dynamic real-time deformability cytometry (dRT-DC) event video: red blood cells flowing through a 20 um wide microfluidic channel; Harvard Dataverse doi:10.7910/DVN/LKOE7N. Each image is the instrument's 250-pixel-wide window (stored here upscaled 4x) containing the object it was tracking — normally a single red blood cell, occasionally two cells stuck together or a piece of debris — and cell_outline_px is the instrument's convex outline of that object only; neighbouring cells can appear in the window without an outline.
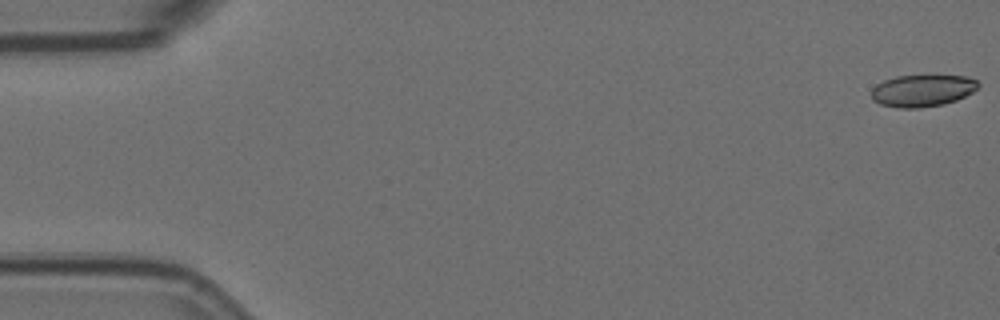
{"species": "Egyptian fruit bat (a non-hibernating species)", "species_latin": "Rousettus aegyptiacus", "temperature_condition": "room temperature", "stored_images_in_passage": 58, "camera_frame_rate_fps": 3000, "um_per_image_px": 0.085, "animal": {"sex": "female"}, "frame": {"image": 1, "passage_image": 1, "time_ms": 0.0, "image_size_px": [1000, 320], "cell_outline_px": [[980, 84], [972, 92], [956, 100], [944, 104], [920, 108], [900, 108], [880, 104], [872, 100], [872, 88], [876, 84], [884, 80], [896, 76], [968, 76], [976, 80]], "centroid_in_image_um": [78.38, 7.71], "position_along_channel_um": 6.6, "area_um2": 19.83}}
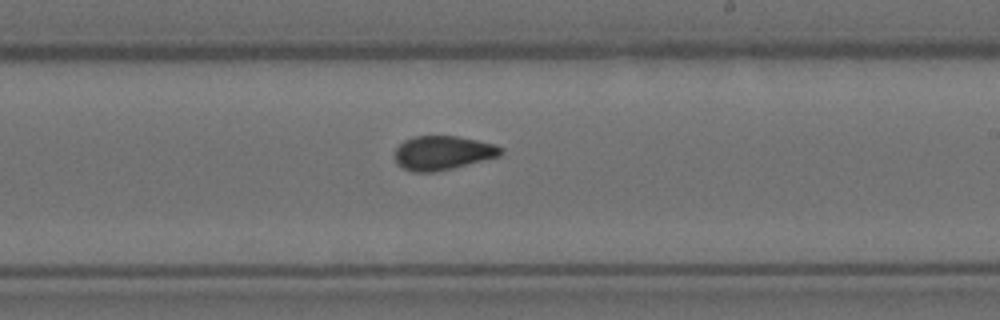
{"frame": {"image": 2, "passage_image": 34, "time_ms": 11.0, "image_size_px": [1000, 320], "cell_outline_px": [[504, 152], [500, 156], [452, 168], [432, 172], [412, 172], [396, 164], [396, 148], [404, 140], [416, 136], [456, 136], [496, 144], [504, 148]], "centroid_in_image_um": [37.66, 12.99], "position_along_channel_um": 251.3, "area_um2": 20.98}}
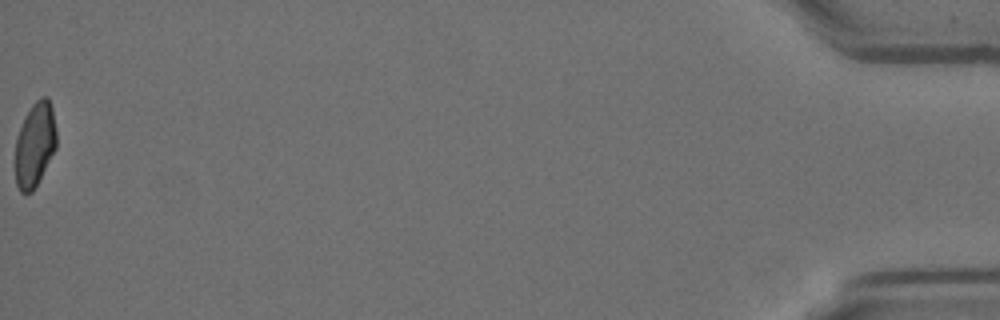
{"frame": {"image": 3, "passage_image": 58, "time_ms": 19.0, "image_size_px": [1000, 320], "cell_outline_px": [[56, 148], [32, 192], [20, 192], [16, 184], [16, 140], [20, 128], [32, 104], [40, 96], [48, 96], [52, 108], [56, 132]], "centroid_in_image_um": [2.98, 12.26], "position_along_channel_um": 432.2, "area_um2": 19.88}, "authors_computed_cell_mechanics": {"area_um2": 21.0392, "velocity_mm_per_s": 3.5616, "shape_relaxation_time_tau1_ms": null, "shape_relaxation_time_tau2_ms": 1.5929, "deformation_change_tau1": null, "deformation_change_tau2": 0.0729}}